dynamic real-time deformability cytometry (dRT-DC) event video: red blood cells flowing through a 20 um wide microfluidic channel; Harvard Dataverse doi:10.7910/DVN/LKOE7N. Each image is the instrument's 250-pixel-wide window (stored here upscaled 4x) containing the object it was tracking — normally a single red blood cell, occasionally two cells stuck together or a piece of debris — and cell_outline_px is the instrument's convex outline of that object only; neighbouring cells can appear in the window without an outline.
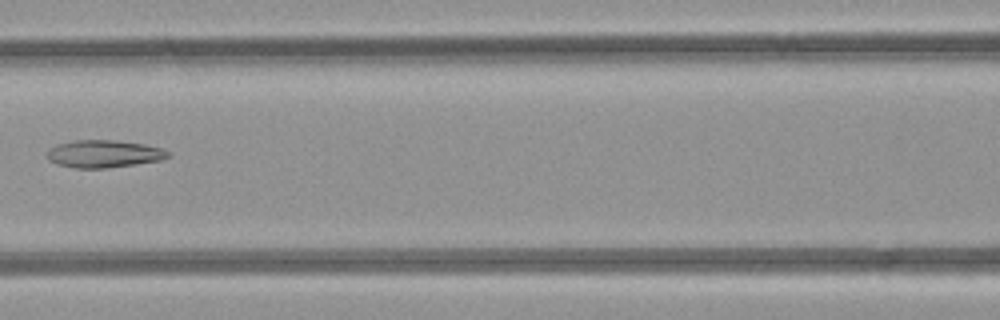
{"species": "common noctule bat (a hibernating species)", "species_latin": "Nyctalus noctula", "temperature_condition": "room temperature", "stored_images_in_passage": 5, "camera_frame_rate_fps": 3000, "um_per_image_px": 0.085, "animal": {"sex": "female", "body_mass_g": 21.9}, "frame": {"image": 1, "passage_image": 4, "time_ms": 4.333, "image_size_px": [1000, 320], "cell_outline_px": [[168, 156], [160, 160], [136, 164], [108, 168], [76, 168], [56, 164], [48, 160], [48, 152], [56, 144], [76, 140], [112, 140], [144, 144], [160, 148], [168, 152]], "centroid_in_image_um": [8.8, 13.08], "position_along_channel_um": 157.8, "area_um2": 19.13}}
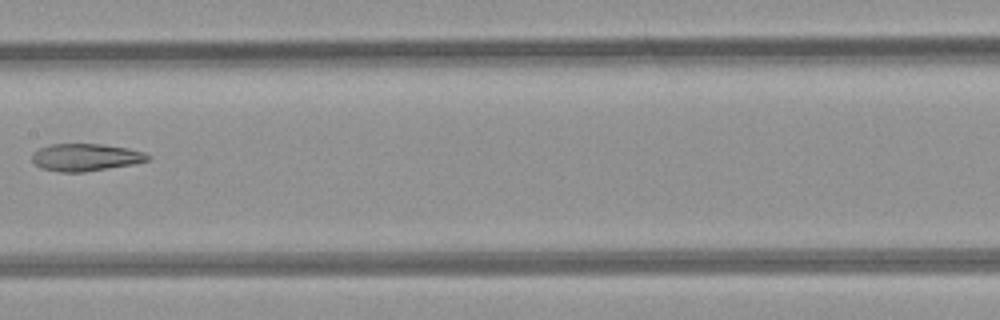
{"frame": {"image": 2, "passage_image": 5, "time_ms": 5.333, "image_size_px": [1000, 320], "cell_outline_px": [[152, 156], [148, 160], [132, 164], [84, 172], [60, 172], [40, 168], [32, 160], [32, 152], [40, 148], [52, 144], [100, 144], [128, 148], [144, 152]], "centroid_in_image_um": [7.26, 13.37], "position_along_channel_um": 200.1, "area_um2": 18.38}}